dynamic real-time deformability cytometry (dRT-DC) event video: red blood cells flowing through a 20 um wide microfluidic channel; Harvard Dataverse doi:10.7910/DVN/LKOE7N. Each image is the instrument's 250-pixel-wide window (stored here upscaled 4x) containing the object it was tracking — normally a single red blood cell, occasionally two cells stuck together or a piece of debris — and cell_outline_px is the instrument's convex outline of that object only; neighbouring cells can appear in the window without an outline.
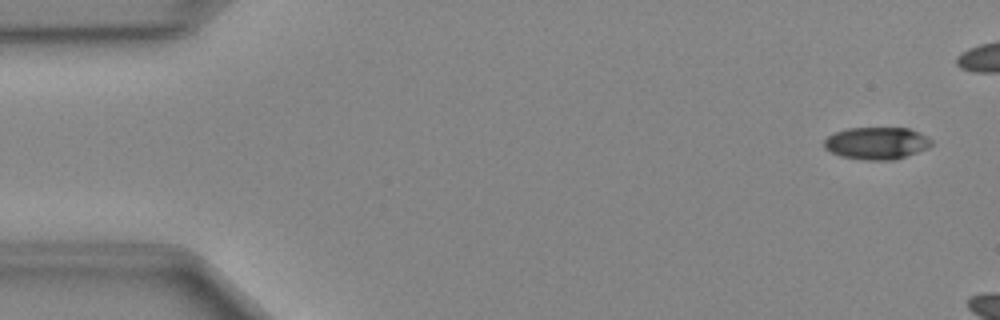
{"species": "Egyptian fruit bat (a non-hibernating species)", "species_latin": "Rousettus aegyptiacus", "temperature_condition": "cold", "stored_images_in_passage": 7, "camera_frame_rate_fps": 3000, "um_per_image_px": 0.085, "animal": {"sex": "female"}, "frame": {"image": 1, "passage_image": 2, "time_ms": 0.333, "image_size_px": [1000, 320], "cell_outline_px": [[932, 144], [928, 148], [892, 160], [864, 160], [840, 156], [824, 148], [824, 140], [828, 136], [836, 132], [848, 128], [908, 128], [932, 140]], "centroid_in_image_um": [74.47, 12.17], "position_along_channel_um": 10.5, "area_um2": 19.88}}